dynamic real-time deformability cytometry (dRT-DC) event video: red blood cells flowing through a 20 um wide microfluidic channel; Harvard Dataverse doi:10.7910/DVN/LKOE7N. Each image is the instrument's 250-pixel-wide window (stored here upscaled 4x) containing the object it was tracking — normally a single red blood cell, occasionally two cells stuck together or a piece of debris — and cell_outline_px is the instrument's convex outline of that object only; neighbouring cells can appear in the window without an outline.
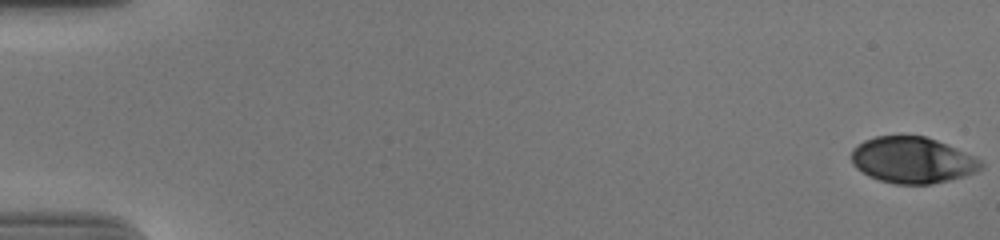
{"species": "human", "species_latin": "Homo sapiens", "temperature_condition": "cold", "stored_images_in_passage": 57, "camera_frame_rate_fps": 3000, "um_per_image_px": 0.085, "donor": {"sex": "male"}, "frame": {"image": 1, "passage_image": 1, "time_ms": 0.0, "image_size_px": [1000, 240], "cell_outline_px": [[984, 168], [964, 176], [932, 184], [896, 184], [880, 180], [868, 176], [856, 168], [852, 164], [852, 148], [864, 140], [876, 136], [924, 136], [936, 140], [972, 156], [980, 160], [984, 164]], "centroid_in_image_um": [77.52, 13.62], "position_along_channel_um": 7.5, "area_um2": 34.62}}
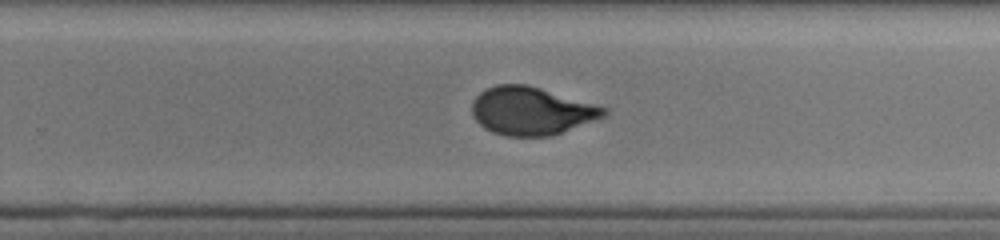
{"frame": {"image": 2, "passage_image": 38, "time_ms": 12.333, "image_size_px": [1000, 240], "cell_outline_px": [[608, 112], [604, 116], [560, 132], [548, 136], [504, 136], [492, 132], [484, 128], [472, 116], [472, 100], [480, 92], [496, 84], [524, 84], [540, 88], [596, 104], [608, 108]], "centroid_in_image_um": [45.12, 9.42], "position_along_channel_um": 284.7, "area_um2": 36.59}}
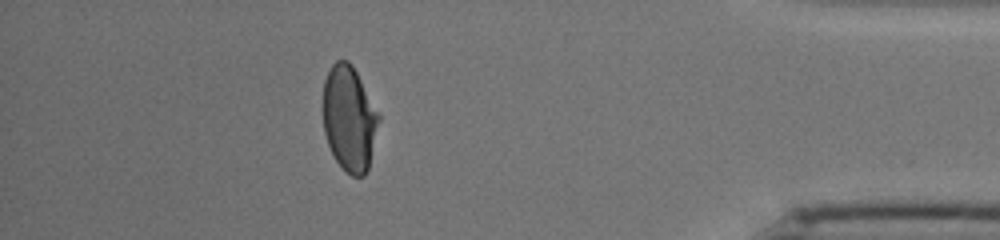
{"frame": {"image": 3, "passage_image": 51, "time_ms": 16.667, "image_size_px": [1000, 240], "cell_outline_px": [[380, 120], [368, 168], [364, 176], [352, 176], [344, 172], [336, 160], [328, 144], [324, 132], [324, 80], [332, 64], [336, 60], [348, 60], [352, 64], [380, 116]], "centroid_in_image_um": [29.69, 10.09], "position_along_channel_um": 405.5, "area_um2": 33.99}, "authors_computed_cell_mechanics": {"area_um2": 36.6452, "velocity_mm_per_s": 3.6866, "shape_relaxation_time_tau1_ms": 5.1886, "shape_relaxation_time_tau2_ms": null, "deformation_change_tau1": 0.1739, "deformation_change_tau2": null}}